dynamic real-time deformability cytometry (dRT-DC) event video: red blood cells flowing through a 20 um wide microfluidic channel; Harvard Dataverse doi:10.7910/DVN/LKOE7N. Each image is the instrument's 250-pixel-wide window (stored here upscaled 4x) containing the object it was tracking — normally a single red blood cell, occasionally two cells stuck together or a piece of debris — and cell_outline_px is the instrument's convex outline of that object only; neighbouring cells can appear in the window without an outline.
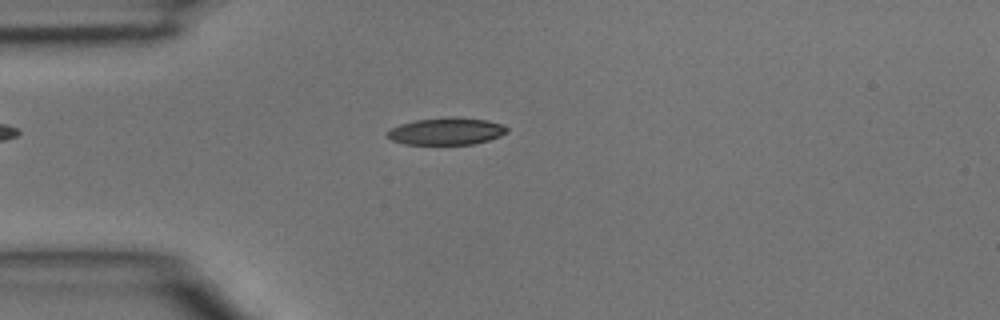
{"species": "common noctule bat (a hibernating species)", "species_latin": "Nyctalus noctula", "temperature_condition": "room temperature", "stored_images_in_passage": 37, "camera_frame_rate_fps": 3000, "um_per_image_px": 0.085, "animal": {"sex": "male", "body_mass_g": 15.6}, "frame": {"image": 1, "passage_image": 6, "time_ms": 1.667, "image_size_px": [1000, 320], "cell_outline_px": [[508, 132], [500, 136], [488, 140], [472, 144], [404, 144], [392, 140], [388, 136], [388, 132], [392, 128], [400, 124], [416, 120], [444, 116], [456, 116], [488, 120], [504, 124], [508, 128]], "centroid_in_image_um": [38.0, 11.13], "position_along_channel_um": 47.0, "area_um2": 19.07}}
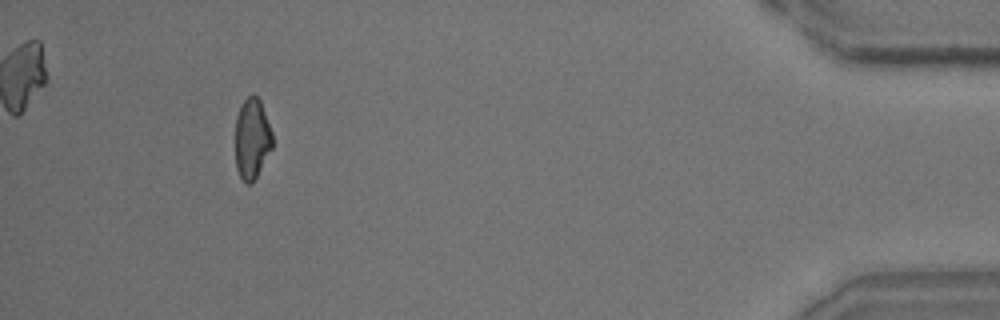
{"frame": {"image": 2, "passage_image": 36, "time_ms": 11.667, "image_size_px": [1000, 320], "cell_outline_px": [[272, 148], [252, 184], [248, 184], [240, 176], [236, 168], [236, 116], [244, 100], [252, 92], [260, 100], [272, 132]], "centroid_in_image_um": [21.42, 11.78], "position_along_channel_um": 413.8, "area_um2": 17.28}}